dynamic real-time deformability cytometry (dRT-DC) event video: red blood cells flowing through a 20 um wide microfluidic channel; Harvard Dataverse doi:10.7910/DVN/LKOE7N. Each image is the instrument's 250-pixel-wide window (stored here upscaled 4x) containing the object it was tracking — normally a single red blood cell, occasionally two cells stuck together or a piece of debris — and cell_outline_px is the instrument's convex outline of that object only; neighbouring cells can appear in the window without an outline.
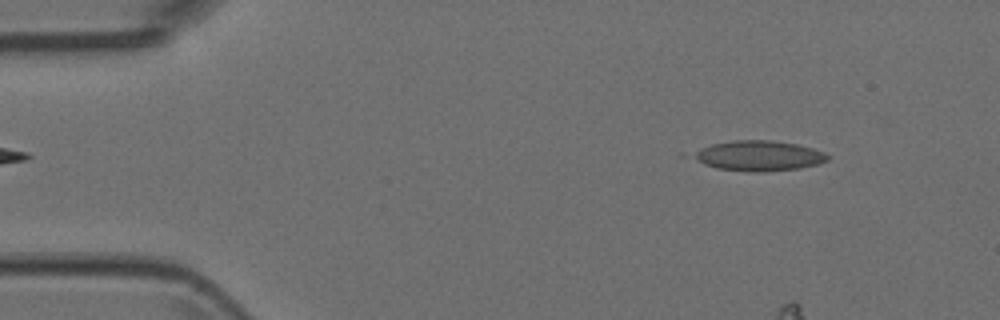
{"species": "Egyptian fruit bat (a non-hibernating species)", "species_latin": "Rousettus aegyptiacus", "temperature_condition": "room temperature", "stored_images_in_passage": 4, "camera_frame_rate_fps": 3000, "um_per_image_px": 0.085, "animal": {"sex": "female"}, "frame": {"image": 1, "passage_image": 1, "time_ms": 0.0, "image_size_px": [1000, 320], "cell_outline_px": [[828, 160], [820, 164], [800, 168], [760, 172], [752, 172], [716, 168], [680, 156], [680, 152], [712, 144], [732, 140], [772, 140], [796, 144], [812, 148], [824, 152], [828, 156]], "centroid_in_image_um": [64.26, 13.23], "position_along_channel_um": 20.7, "area_um2": 24.62}}